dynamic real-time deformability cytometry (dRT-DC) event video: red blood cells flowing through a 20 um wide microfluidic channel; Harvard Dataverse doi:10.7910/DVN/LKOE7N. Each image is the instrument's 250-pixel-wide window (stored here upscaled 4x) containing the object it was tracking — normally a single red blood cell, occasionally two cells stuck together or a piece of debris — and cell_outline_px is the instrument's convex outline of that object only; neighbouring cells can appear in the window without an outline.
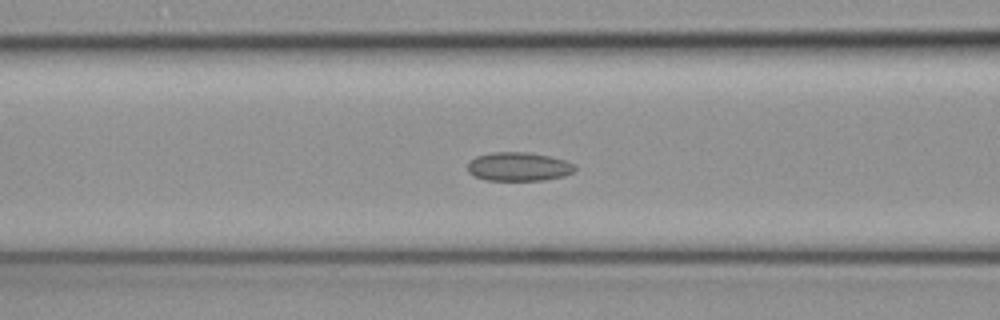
{"species": "common noctule bat (a hibernating species)", "species_latin": "Nyctalus noctula", "temperature_condition": "cold", "stored_images_in_passage": 48, "camera_frame_rate_fps": 3000, "um_per_image_px": 0.085, "animal": {"sex": "female", "body_mass_g": 19.3, "forearm_length_mm": 54.1}, "frame": {"image": 1, "passage_image": 17, "time_ms": 5.333, "image_size_px": [1000, 320], "cell_outline_px": [[576, 168], [572, 172], [564, 176], [544, 180], [484, 180], [472, 176], [468, 172], [468, 164], [476, 156], [492, 152], [528, 152], [548, 156], [564, 160], [576, 164]], "centroid_in_image_um": [44.07, 14.17], "position_along_channel_um": 122.5, "area_um2": 18.03}}
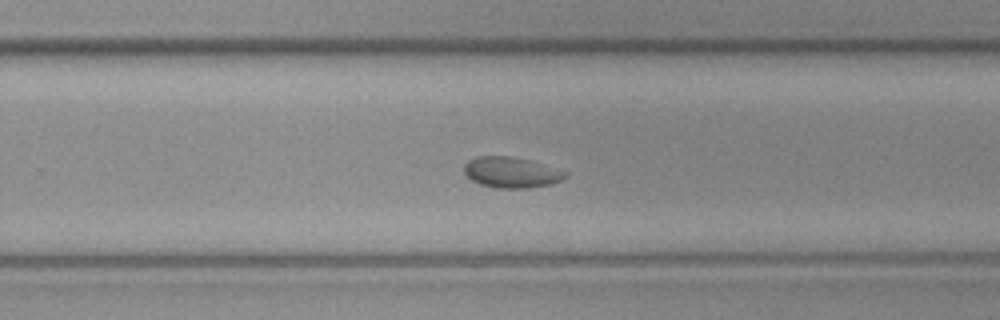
{"frame": {"image": 2, "passage_image": 29, "time_ms": 9.333, "image_size_px": [1000, 320], "cell_outline_px": [[568, 176], [552, 184], [528, 188], [496, 188], [480, 184], [472, 180], [464, 172], [464, 164], [468, 160], [476, 156], [512, 156], [528, 160], [568, 172]], "centroid_in_image_um": [43.44, 14.65], "position_along_channel_um": 286.4, "area_um2": 18.09}}
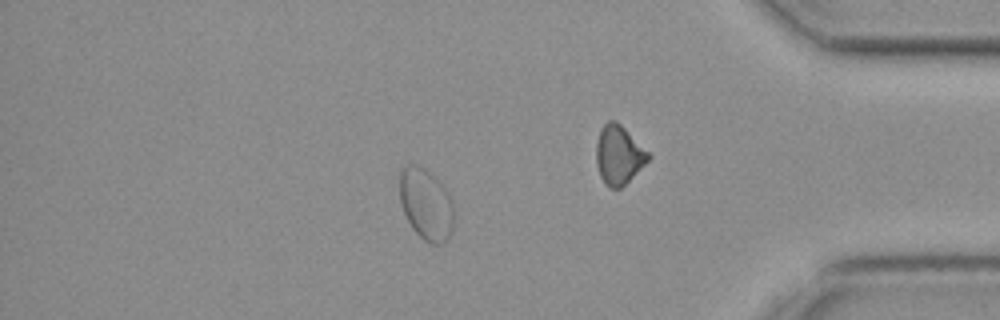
{"frame": {"image": 3, "passage_image": 40, "time_ms": 13.0, "image_size_px": [1000, 320], "cell_outline_px": [[452, 232], [448, 240], [444, 244], [432, 244], [424, 240], [412, 228], [400, 204], [400, 172], [408, 164], [416, 164], [424, 168], [444, 188], [452, 200]], "centroid_in_image_um": [36.2, 17.4], "position_along_channel_um": 399.0, "area_um2": 22.25}}